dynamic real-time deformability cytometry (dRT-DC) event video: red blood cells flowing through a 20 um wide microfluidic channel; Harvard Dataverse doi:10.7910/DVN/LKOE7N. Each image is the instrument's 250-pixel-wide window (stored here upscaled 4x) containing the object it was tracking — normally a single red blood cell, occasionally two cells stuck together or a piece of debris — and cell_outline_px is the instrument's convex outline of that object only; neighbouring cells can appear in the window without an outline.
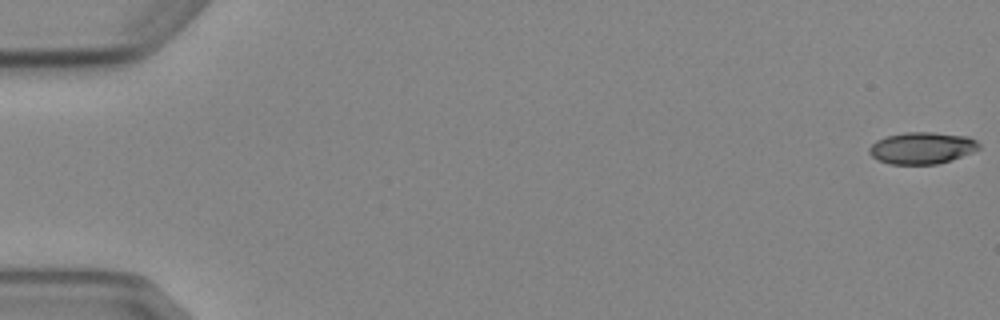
{"species": "Egyptian fruit bat (a non-hibernating species)", "species_latin": "Rousettus aegyptiacus", "temperature_condition": "cold", "stored_images_in_passage": 5, "camera_frame_rate_fps": 3000, "um_per_image_px": 0.085, "animal": {"sex": "female"}, "frame": {"image": 1, "passage_image": 1, "time_ms": 0.0, "image_size_px": [1000, 320], "cell_outline_px": [[980, 148], [972, 152], [952, 160], [936, 164], [888, 164], [872, 156], [868, 152], [868, 148], [876, 140], [884, 136], [904, 132], [932, 132], [968, 136], [976, 140], [980, 144]], "centroid_in_image_um": [78.36, 12.57], "position_along_channel_um": 6.6, "area_um2": 20.46}}
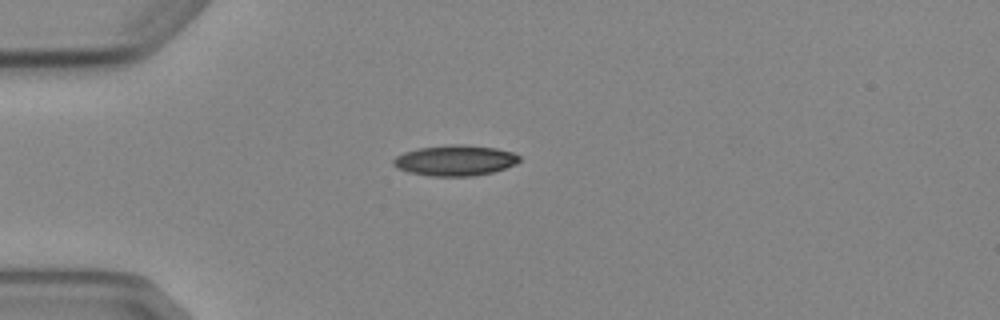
{"frame": {"image": 2, "passage_image": 5, "time_ms": 4.667, "image_size_px": [1000, 320], "cell_outline_px": [[520, 160], [516, 164], [492, 172], [472, 176], [432, 176], [408, 172], [392, 164], [392, 160], [396, 156], [404, 152], [420, 148], [452, 144], [460, 144], [496, 148], [512, 152], [520, 156]], "centroid_in_image_um": [38.69, 13.63], "position_along_channel_um": 46.3, "area_um2": 22.31}}